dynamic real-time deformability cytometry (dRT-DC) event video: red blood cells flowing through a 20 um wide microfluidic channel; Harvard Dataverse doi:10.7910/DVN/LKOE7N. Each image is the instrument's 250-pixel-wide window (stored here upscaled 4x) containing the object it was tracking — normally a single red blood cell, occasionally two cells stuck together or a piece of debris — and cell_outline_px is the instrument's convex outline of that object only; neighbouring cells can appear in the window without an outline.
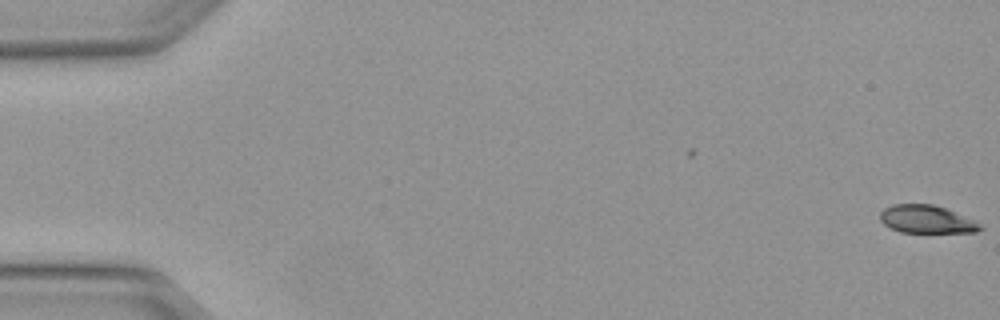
{"species": "Egyptian fruit bat (a non-hibernating species)", "species_latin": "Rousettus aegyptiacus", "temperature_condition": "warm", "stored_images_in_passage": 5, "segment_of_instrument_passage": [1, 2], "camera_frame_rate_fps": 3000, "um_per_image_px": 0.085, "animal": {"sex": "female"}, "frame": {"image": 1, "passage_image": 1, "time_ms": 0.0, "image_size_px": [1000, 320], "cell_outline_px": [[984, 228], [976, 232], [900, 232], [884, 224], [880, 220], [880, 212], [884, 208], [892, 204], [932, 204], [944, 208], [972, 220], [980, 224]], "centroid_in_image_um": [78.72, 18.64], "position_along_channel_um": 6.3, "area_um2": 16.01}}
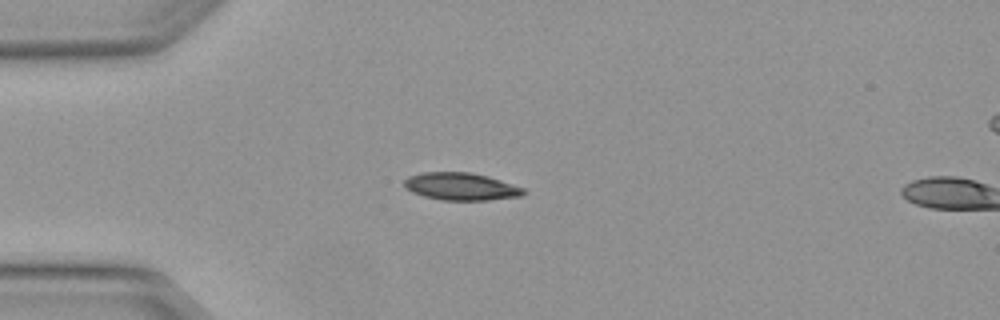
{"frame": {"image": 2, "passage_image": 4, "time_ms": 1.0, "image_size_px": [1000, 320], "cell_outline_px": [[528, 192], [520, 196], [488, 200], [444, 200], [424, 196], [412, 192], [404, 188], [404, 180], [408, 176], [420, 172], [472, 172], [488, 176], [524, 188]], "centroid_in_image_um": [39.17, 15.84], "position_along_channel_um": 45.8, "area_um2": 19.19}}